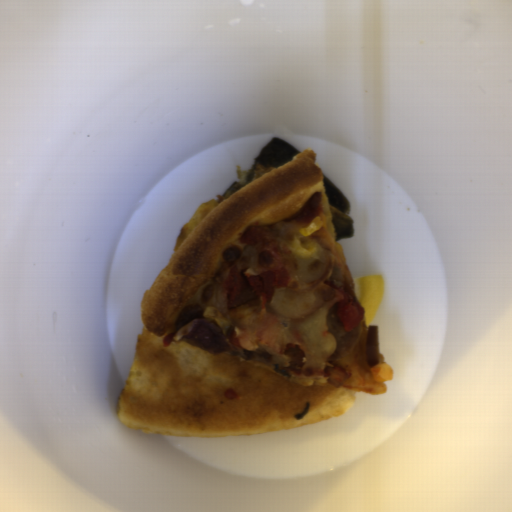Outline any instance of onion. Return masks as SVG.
Instances as JSON below:
<instances>
[{
    "label": "onion",
    "instance_id": "obj_1",
    "mask_svg": "<svg viewBox=\"0 0 512 512\" xmlns=\"http://www.w3.org/2000/svg\"><path fill=\"white\" fill-rule=\"evenodd\" d=\"M255 297L254 291L251 288L250 284L244 277V275H240L238 290L234 294H229L228 308L239 307L249 301H251Z\"/></svg>",
    "mask_w": 512,
    "mask_h": 512
},
{
    "label": "onion",
    "instance_id": "obj_2",
    "mask_svg": "<svg viewBox=\"0 0 512 512\" xmlns=\"http://www.w3.org/2000/svg\"><path fill=\"white\" fill-rule=\"evenodd\" d=\"M365 354L368 366L375 367L378 365V326L369 325L368 335L365 347Z\"/></svg>",
    "mask_w": 512,
    "mask_h": 512
}]
</instances>
